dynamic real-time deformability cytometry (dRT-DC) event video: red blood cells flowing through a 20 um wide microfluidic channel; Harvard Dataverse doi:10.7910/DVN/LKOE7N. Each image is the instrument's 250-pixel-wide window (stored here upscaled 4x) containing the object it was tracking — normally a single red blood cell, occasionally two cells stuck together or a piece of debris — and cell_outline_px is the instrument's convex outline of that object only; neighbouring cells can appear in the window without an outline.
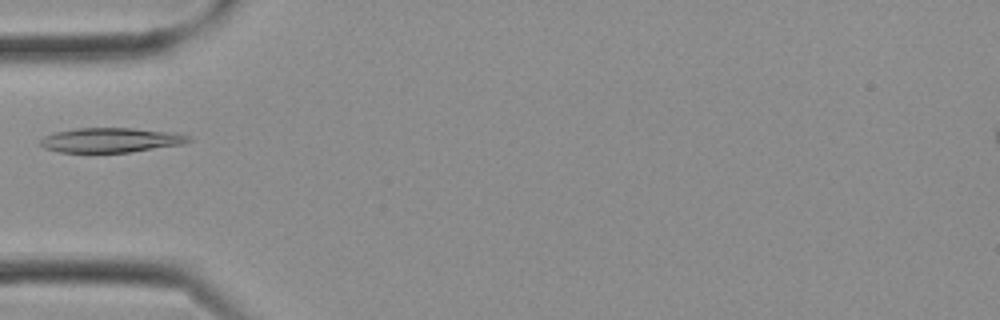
{"species": "Egyptian fruit bat (a non-hibernating species)", "species_latin": "Rousettus aegyptiacus", "temperature_condition": "cold", "stored_images_in_passage": 5, "camera_frame_rate_fps": 3000, "um_per_image_px": 0.085, "frame": {"image": 1, "passage_image": 4, "time_ms": 1.0, "image_size_px": [1000, 320], "cell_outline_px": [[192, 140], [184, 144], [128, 152], [60, 152], [44, 148], [40, 144], [40, 140], [44, 136], [56, 132], [76, 128], [132, 128], [176, 132], [192, 136]], "centroid_in_image_um": [9.47, 11.9], "position_along_channel_um": 75.5, "area_um2": 21.33}}